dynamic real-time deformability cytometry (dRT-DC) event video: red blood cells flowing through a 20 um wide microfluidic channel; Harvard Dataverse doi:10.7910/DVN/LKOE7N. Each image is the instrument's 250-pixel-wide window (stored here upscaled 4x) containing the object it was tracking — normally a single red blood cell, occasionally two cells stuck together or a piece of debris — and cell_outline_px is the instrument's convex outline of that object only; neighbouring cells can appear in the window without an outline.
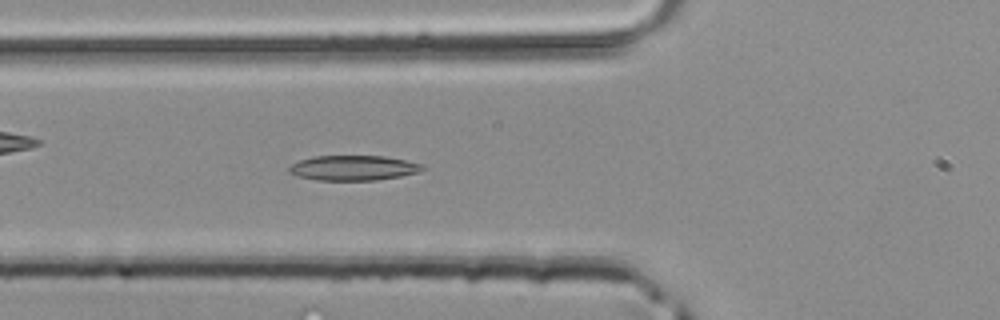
{"species": "common noctule bat (a hibernating species)", "species_latin": "Nyctalus noctula", "temperature_condition": "room temperature", "stored_images_in_passage": 33, "camera_frame_rate_fps": 3000, "um_per_image_px": 0.085, "animal": {"sex": "male", "body_mass_g": 20.4}, "frame": {"image": 1, "passage_image": 5, "time_ms": 1.333, "image_size_px": [1000, 320], "cell_outline_px": [[428, 168], [416, 172], [400, 176], [376, 180], [316, 180], [296, 176], [288, 172], [288, 168], [292, 164], [300, 160], [312, 156], [384, 156], [424, 164]], "centroid_in_image_um": [30.02, 14.27], "position_along_channel_um": 95.8, "area_um2": 19.48}}
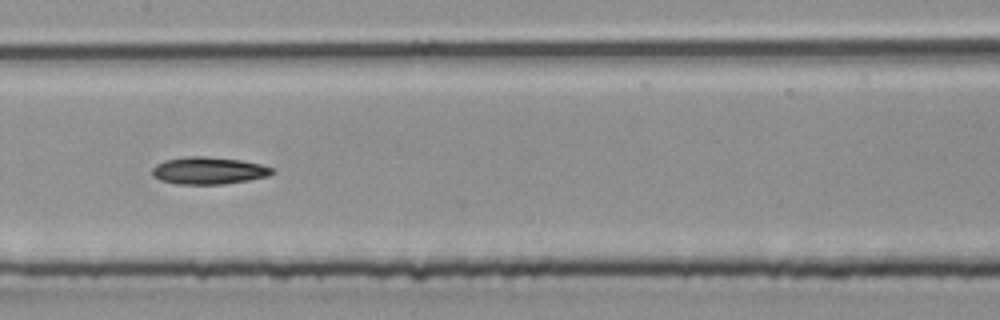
{"frame": {"image": 2, "passage_image": 11, "time_ms": 3.333, "image_size_px": [1000, 320], "cell_outline_px": [[276, 172], [268, 176], [248, 180], [224, 184], [176, 184], [160, 180], [152, 176], [152, 168], [156, 164], [164, 160], [184, 156], [204, 156], [240, 160], [260, 164], [276, 168]], "centroid_in_image_um": [17.73, 14.5], "position_along_channel_um": 189.7, "area_um2": 19.25}}
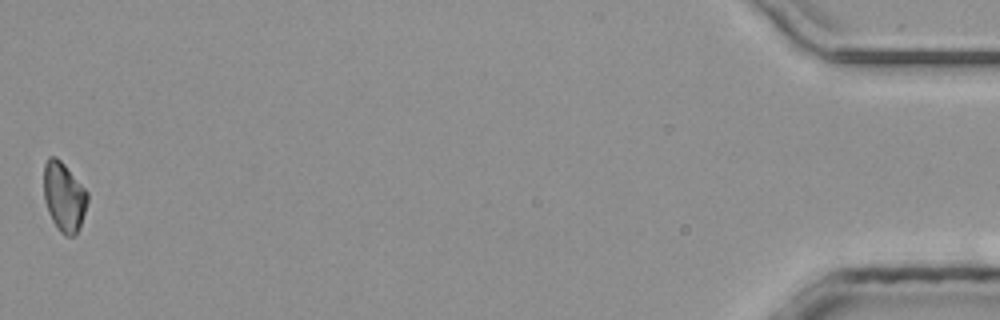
{"frame": {"image": 3, "passage_image": 33, "time_ms": 10.667, "image_size_px": [1000, 320], "cell_outline_px": [[88, 200], [80, 228], [76, 236], [64, 236], [60, 232], [52, 220], [48, 212], [44, 200], [44, 164], [48, 156], [56, 156], [64, 164], [88, 192]], "centroid_in_image_um": [5.44, 16.74], "position_along_channel_um": 429.8, "area_um2": 17.8}}